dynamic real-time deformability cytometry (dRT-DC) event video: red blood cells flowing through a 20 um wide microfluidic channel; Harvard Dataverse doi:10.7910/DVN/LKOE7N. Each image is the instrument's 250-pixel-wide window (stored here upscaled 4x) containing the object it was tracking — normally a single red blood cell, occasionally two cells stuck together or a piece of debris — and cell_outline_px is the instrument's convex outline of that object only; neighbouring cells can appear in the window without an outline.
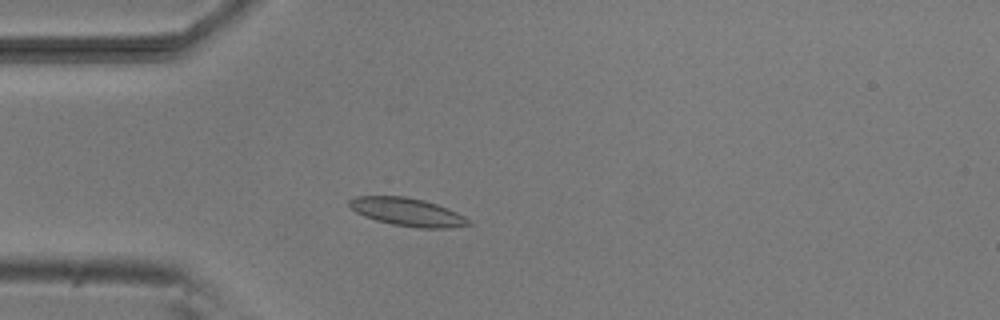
{"species": "common noctule bat (a hibernating species)", "species_latin": "Nyctalus noctula", "temperature_condition": "room temperature", "stored_images_in_passage": 3, "camera_frame_rate_fps": 3000, "um_per_image_px": 0.085, "animal": {"sex": "male", "body_mass_g": 20.5, "forearm_length_mm": 52.5}, "frame": {"image": 1, "passage_image": 3, "time_ms": 3.0, "image_size_px": [1000, 320], "cell_outline_px": [[472, 224], [448, 228], [416, 228], [392, 224], [376, 220], [364, 216], [356, 212], [348, 204], [348, 200], [356, 196], [404, 196], [424, 200], [448, 208], [472, 220]], "centroid_in_image_um": [34.64, 18.02], "position_along_channel_um": 50.4, "area_um2": 19.54}}